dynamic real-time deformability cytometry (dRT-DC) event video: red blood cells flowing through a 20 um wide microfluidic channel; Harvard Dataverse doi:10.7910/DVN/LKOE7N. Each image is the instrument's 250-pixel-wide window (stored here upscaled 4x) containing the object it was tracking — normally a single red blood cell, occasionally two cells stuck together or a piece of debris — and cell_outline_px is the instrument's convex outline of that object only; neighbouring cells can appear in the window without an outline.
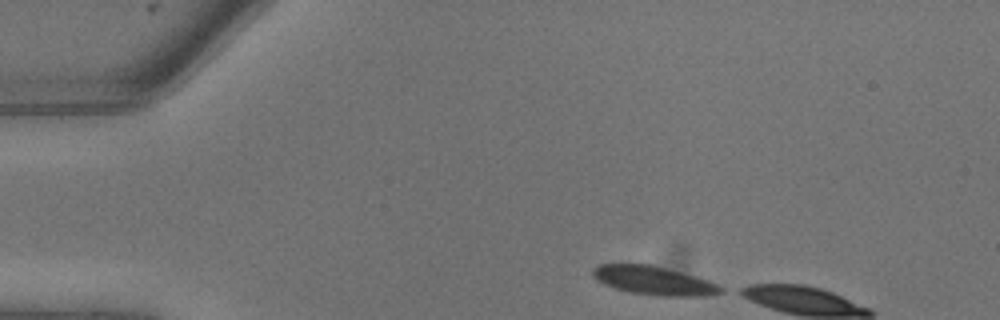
{"species": "common noctule bat (a hibernating species)", "species_latin": "Nyctalus noctula", "temperature_condition": "warm", "stored_images_in_passage": 3, "camera_frame_rate_fps": 3000, "um_per_image_px": 0.085, "animal": {"sex": "male", "body_mass_g": 13.3}, "frame": {"image": 1, "passage_image": 1, "time_ms": 0.0, "image_size_px": [1000, 320], "cell_outline_px": [[724, 292], [704, 296], [656, 296], [632, 292], [616, 288], [604, 284], [596, 280], [592, 276], [592, 272], [600, 264], [652, 264], [696, 276], [708, 280], [724, 288]], "centroid_in_image_um": [55.6, 23.85], "position_along_channel_um": 29.4, "area_um2": 21.33}}